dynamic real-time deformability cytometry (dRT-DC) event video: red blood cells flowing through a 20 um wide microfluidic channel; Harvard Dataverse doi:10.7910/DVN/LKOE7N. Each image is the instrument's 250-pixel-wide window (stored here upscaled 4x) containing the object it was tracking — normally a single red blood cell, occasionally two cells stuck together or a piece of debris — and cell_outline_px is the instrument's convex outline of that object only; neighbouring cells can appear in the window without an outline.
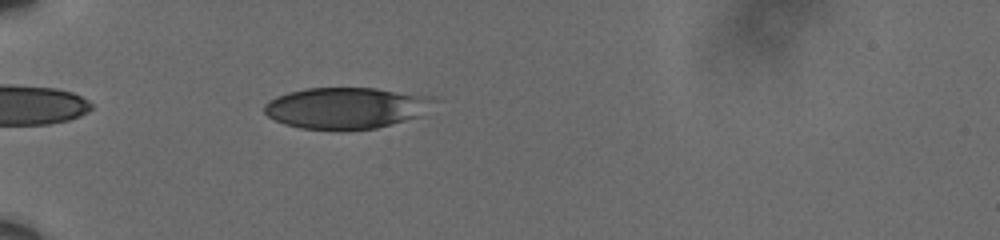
{"species": "human", "species_latin": "Homo sapiens", "temperature_condition": "cold", "stored_images_in_passage": 44, "camera_frame_rate_fps": 3000, "um_per_image_px": 0.085, "donor": {"sex": "male"}, "frame": {"image": 1, "passage_image": 5, "time_ms": 1.333, "image_size_px": [1000, 240], "cell_outline_px": [[436, 100], [420, 116], [376, 128], [300, 128], [284, 124], [268, 116], [264, 112], [264, 104], [268, 100], [276, 96], [288, 92], [304, 88], [376, 88], [432, 96]], "centroid_in_image_um": [29.39, 9.14], "position_along_channel_um": 55.6, "area_um2": 40.29}}
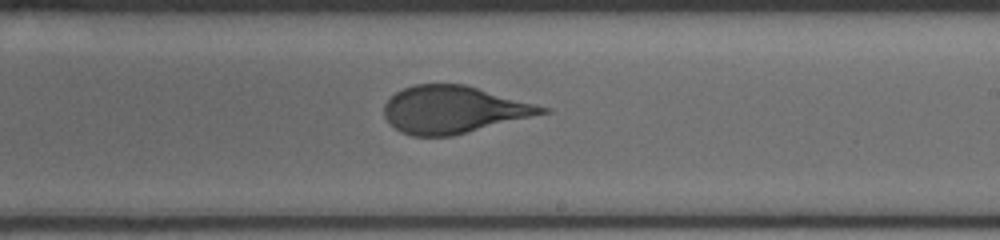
{"frame": {"image": 2, "passage_image": 23, "time_ms": 7.333, "image_size_px": [1000, 240], "cell_outline_px": [[552, 112], [452, 136], [412, 136], [400, 132], [384, 116], [384, 104], [396, 92], [412, 84], [464, 84], [552, 108]], "centroid_in_image_um": [38.59, 9.32], "position_along_channel_um": 250.4, "area_um2": 43.58}}
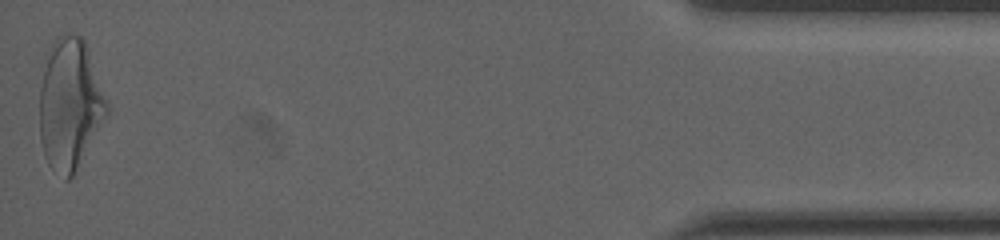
{"frame": {"image": 3, "passage_image": 44, "time_ms": 14.333, "image_size_px": [1000, 240], "cell_outline_px": [[108, 116], [72, 176], [68, 180], [64, 180], [48, 164], [44, 156], [40, 140], [40, 88], [48, 48], [52, 40], [60, 36], [80, 36], [84, 40], [108, 104]], "centroid_in_image_um": [5.93, 8.9], "position_along_channel_um": 429.3, "area_um2": 50.92}, "authors_computed_cell_mechanics": {"area_um2": 43.928, "velocity_mm_per_s": 3.6014, "shape_relaxation_time_tau1_ms": 5.331, "shape_relaxation_time_tau2_ms": null, "deformation_change_tau1": 0.1739, "deformation_change_tau2": null}}